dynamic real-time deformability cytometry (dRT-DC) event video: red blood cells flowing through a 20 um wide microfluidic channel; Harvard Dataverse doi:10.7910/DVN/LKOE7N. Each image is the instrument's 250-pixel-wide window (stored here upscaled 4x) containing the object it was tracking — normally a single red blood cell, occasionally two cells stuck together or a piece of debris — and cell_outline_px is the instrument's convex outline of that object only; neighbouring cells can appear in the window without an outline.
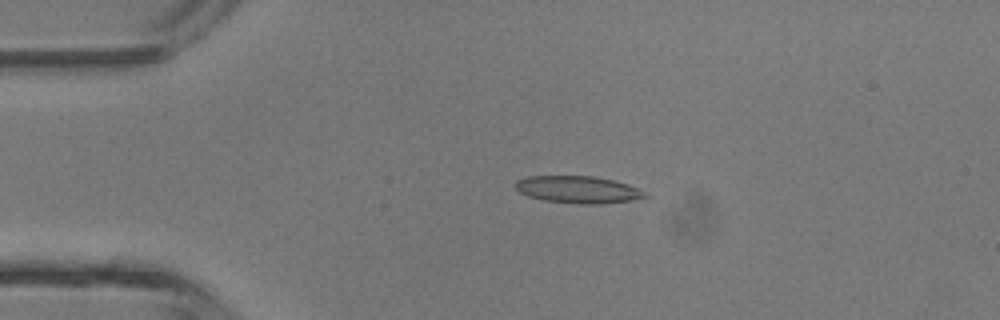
{"species": "common noctule bat (a hibernating species)", "species_latin": "Nyctalus noctula", "temperature_condition": "room temperature", "stored_images_in_passage": 4, "camera_frame_rate_fps": 3000, "um_per_image_px": 0.085, "animal": {"sex": "male", "body_mass_g": 13.3}, "frame": {"image": 1, "passage_image": 2, "time_ms": 1.333, "image_size_px": [1000, 320], "cell_outline_px": [[648, 196], [632, 200], [600, 204], [580, 204], [544, 200], [528, 196], [520, 192], [516, 188], [516, 180], [528, 176], [592, 176], [612, 180], [628, 184], [644, 192]], "centroid_in_image_um": [49.11, 16.11], "position_along_channel_um": 35.9, "area_um2": 20.29}}